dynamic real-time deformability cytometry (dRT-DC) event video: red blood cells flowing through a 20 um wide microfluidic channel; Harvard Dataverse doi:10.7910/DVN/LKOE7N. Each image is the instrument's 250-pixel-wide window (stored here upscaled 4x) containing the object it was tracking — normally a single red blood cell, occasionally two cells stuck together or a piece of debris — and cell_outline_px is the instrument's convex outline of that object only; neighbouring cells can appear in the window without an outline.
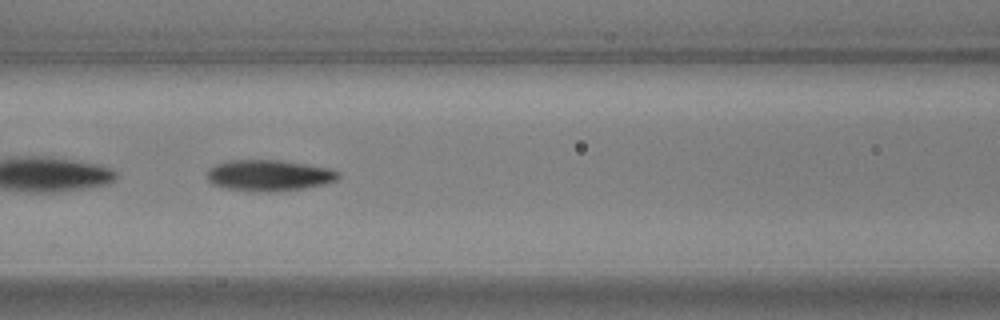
{"species": "common noctule bat (a hibernating species)", "species_latin": "Nyctalus noctula", "temperature_condition": "warm", "stored_images_in_passage": 36, "camera_frame_rate_fps": 3000, "um_per_image_px": 0.085, "animal": {"sex": "male", "body_mass_g": 17.9, "forearm_length_mm": 54.2}, "frame": {"image": 1, "passage_image": 11, "time_ms": 3.333, "image_size_px": [1000, 320], "cell_outline_px": [[340, 176], [336, 180], [324, 184], [300, 188], [268, 192], [260, 192], [224, 188], [212, 184], [208, 180], [208, 168], [216, 164], [228, 160], [280, 160], [328, 168], [340, 172]], "centroid_in_image_um": [22.83, 14.9], "position_along_channel_um": 143.8, "area_um2": 23.64}, "authors_computed_cell_mechanics": {"area_um2": 23.409, "velocity_mm_per_s": 3.5679, "shape_relaxation_time_tau1_ms": 3.3773, "shape_relaxation_time_tau2_ms": 10.1533, "deformation_change_tau1": 0.1168, "deformation_change_tau2": 0.1843}}